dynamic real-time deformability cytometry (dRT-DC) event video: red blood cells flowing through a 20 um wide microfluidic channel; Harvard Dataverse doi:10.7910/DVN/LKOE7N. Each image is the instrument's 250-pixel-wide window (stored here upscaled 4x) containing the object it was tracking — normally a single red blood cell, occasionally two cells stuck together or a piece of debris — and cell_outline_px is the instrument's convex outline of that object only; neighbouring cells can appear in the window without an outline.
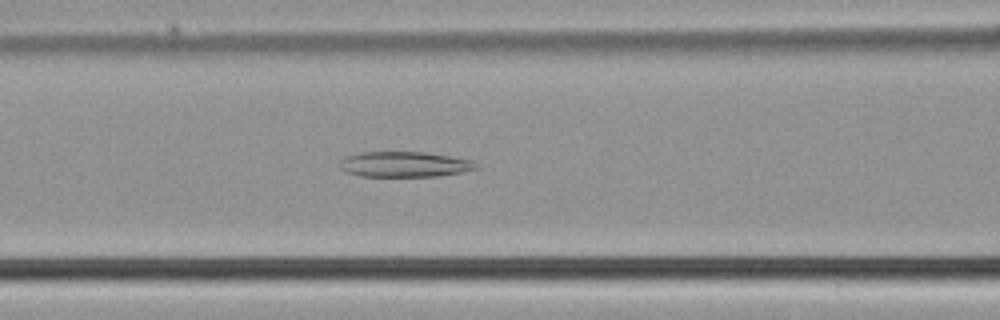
{"species": "common noctule bat (a hibernating species)", "species_latin": "Nyctalus noctula", "temperature_condition": "cold", "stored_images_in_passage": 46, "camera_frame_rate_fps": 3000, "um_per_image_px": 0.085, "animal": {"sex": "male", "body_mass_g": 21.5, "forearm_length_mm": 52.0}, "frame": {"image": 1, "passage_image": 17, "time_ms": 5.333, "image_size_px": [1000, 320], "cell_outline_px": [[480, 168], [440, 176], [360, 176], [348, 172], [340, 168], [340, 160], [344, 156], [360, 152], [424, 152], [472, 160]], "centroid_in_image_um": [34.36, 13.96], "position_along_channel_um": 132.2, "area_um2": 20.11}}
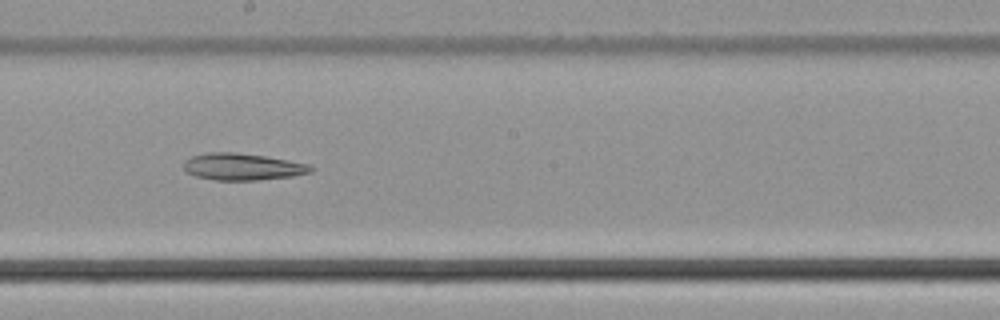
{"frame": {"image": 2, "passage_image": 24, "time_ms": 7.667, "image_size_px": [1000, 320], "cell_outline_px": [[316, 168], [312, 172], [292, 176], [256, 180], [216, 180], [196, 176], [184, 172], [184, 160], [192, 156], [208, 152], [236, 152], [264, 156], [312, 164]], "centroid_in_image_um": [20.63, 14.17], "position_along_channel_um": 227.6, "area_um2": 20.06}}
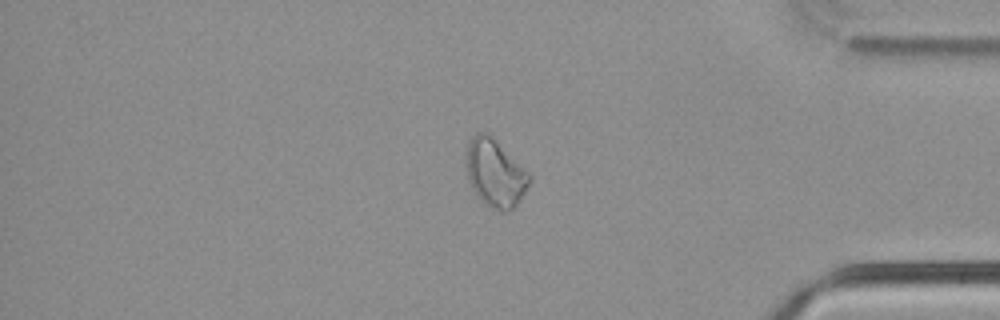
{"frame": {"image": 3, "passage_image": 38, "time_ms": 12.333, "image_size_px": [1000, 320], "cell_outline_px": [[532, 180], [516, 204], [508, 212], [504, 212], [492, 208], [484, 204], [472, 188], [468, 180], [468, 144], [472, 136], [476, 132], [488, 132], [532, 176]], "centroid_in_image_um": [42.1, 14.72], "position_along_channel_um": 393.1, "area_um2": 24.45}}